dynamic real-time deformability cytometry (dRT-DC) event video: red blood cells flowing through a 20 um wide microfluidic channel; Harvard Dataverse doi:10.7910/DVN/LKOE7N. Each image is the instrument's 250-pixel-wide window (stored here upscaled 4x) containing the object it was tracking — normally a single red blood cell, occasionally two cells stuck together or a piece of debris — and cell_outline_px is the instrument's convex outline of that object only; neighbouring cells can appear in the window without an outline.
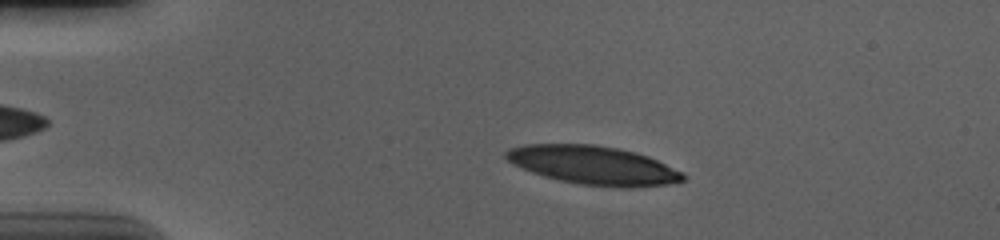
{"species": "human", "species_latin": "Homo sapiens", "temperature_condition": "cold", "stored_images_in_passage": 47, "camera_frame_rate_fps": 3000, "um_per_image_px": 0.085, "donor": {"sex": "male"}, "frame": {"image": 1, "passage_image": 11, "time_ms": 3.333, "image_size_px": [1000, 240], "cell_outline_px": [[688, 176], [684, 180], [668, 184], [624, 188], [620, 188], [580, 184], [560, 180], [544, 176], [532, 172], [512, 164], [504, 156], [504, 152], [508, 148], [524, 144], [592, 144], [616, 148], [648, 156], [684, 172]], "centroid_in_image_um": [50.43, 14.04], "position_along_channel_um": 34.6, "area_um2": 39.88}}
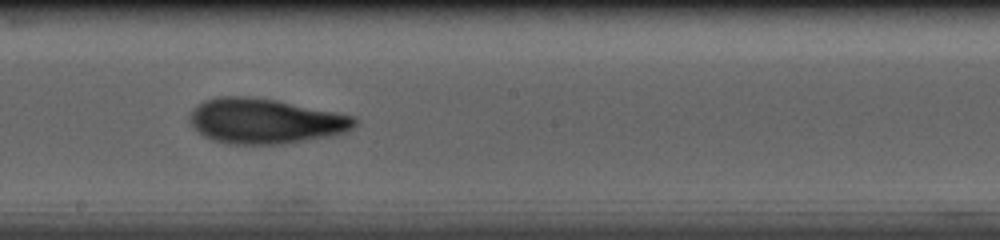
{"frame": {"image": 2, "passage_image": 31, "time_ms": 10.0, "image_size_px": [1000, 240], "cell_outline_px": [[360, 120], [348, 132], [332, 136], [284, 144], [228, 144], [212, 140], [204, 136], [188, 120], [188, 116], [192, 108], [204, 100], [220, 96], [248, 96], [276, 100], [356, 116]], "centroid_in_image_um": [22.56, 10.29], "position_along_channel_um": 225.6, "area_um2": 43.75}}
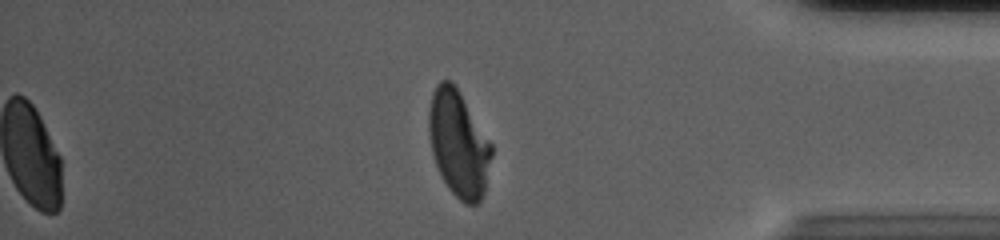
{"frame": {"image": 3, "passage_image": 47, "time_ms": 15.333, "image_size_px": [1000, 240], "cell_outline_px": [[492, 156], [484, 192], [480, 200], [476, 204], [464, 204], [448, 188], [440, 176], [432, 152], [428, 128], [428, 112], [432, 92], [436, 84], [440, 80], [452, 80], [460, 92], [492, 144]], "centroid_in_image_um": [38.96, 12.2], "position_along_channel_um": 396.2, "area_um2": 38.9}, "authors_computed_cell_mechanics": {"area_um2": 40.9802, "velocity_mm_per_s": 3.6794, "shape_relaxation_time_tau1_ms": 5.4577, "shape_relaxation_time_tau2_ms": 2.0733, "deformation_change_tau1": 0.2104, "deformation_change_tau2": 0.0939}}